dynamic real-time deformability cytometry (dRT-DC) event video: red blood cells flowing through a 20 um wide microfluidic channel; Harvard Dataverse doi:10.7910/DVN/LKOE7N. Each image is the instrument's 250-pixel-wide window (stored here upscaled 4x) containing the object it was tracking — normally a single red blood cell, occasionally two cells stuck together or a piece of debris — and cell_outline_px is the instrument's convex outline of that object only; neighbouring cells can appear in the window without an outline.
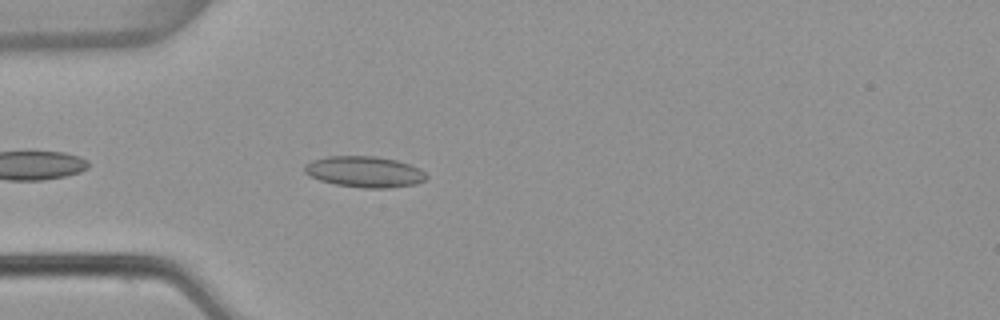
{"species": "common noctule bat (a hibernating species)", "species_latin": "Nyctalus noctula", "temperature_condition": "warm", "stored_images_in_passage": 4, "camera_frame_rate_fps": 3000, "um_per_image_px": 0.085, "animal": {"sex": "female", "body_mass_g": 22.7, "forearm_length_mm": 54.2}, "frame": {"image": 1, "passage_image": 4, "time_ms": 1.0, "image_size_px": [1000, 320], "cell_outline_px": [[428, 176], [424, 180], [416, 184], [392, 188], [360, 188], [336, 184], [320, 180], [304, 172], [304, 164], [312, 160], [328, 156], [376, 156], [396, 160], [420, 168]], "centroid_in_image_um": [30.99, 14.6], "position_along_channel_um": 54.0, "area_um2": 22.08}}